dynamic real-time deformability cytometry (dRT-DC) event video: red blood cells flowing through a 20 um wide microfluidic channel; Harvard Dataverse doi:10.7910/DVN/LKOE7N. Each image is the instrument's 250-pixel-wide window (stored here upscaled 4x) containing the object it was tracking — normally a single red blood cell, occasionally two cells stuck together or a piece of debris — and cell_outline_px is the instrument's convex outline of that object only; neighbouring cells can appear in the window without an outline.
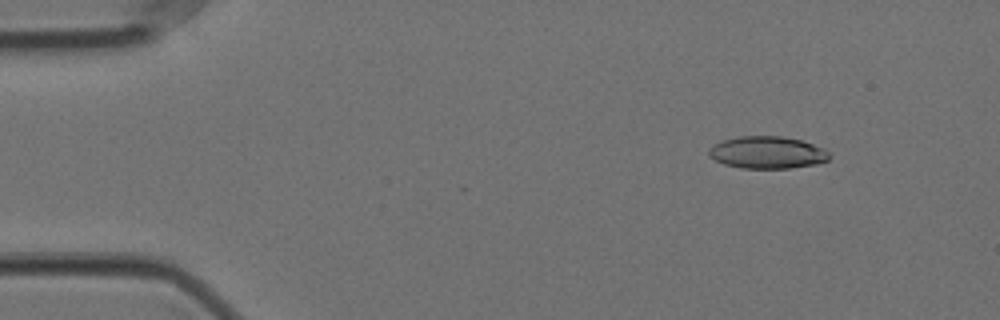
{"species": "Egyptian fruit bat (a non-hibernating species)", "species_latin": "Rousettus aegyptiacus", "temperature_condition": "cold", "stored_images_in_passage": 54, "camera_frame_rate_fps": 3000, "um_per_image_px": 0.085, "animal": {"sex": "female"}, "frame": {"image": 1, "passage_image": 4, "time_ms": 1.0, "image_size_px": [1000, 320], "cell_outline_px": [[832, 156], [828, 160], [816, 164], [792, 168], [740, 168], [724, 164], [708, 156], [708, 148], [724, 140], [740, 136], [780, 136], [800, 140], [824, 148]], "centroid_in_image_um": [65.23, 12.97], "position_along_channel_um": 19.8, "area_um2": 22.6}}
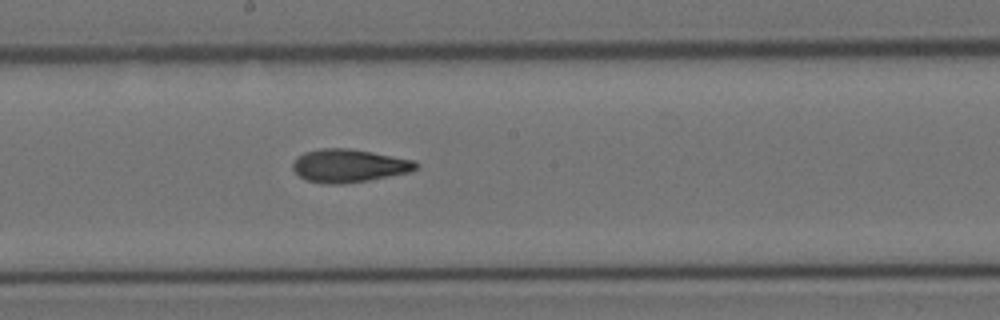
{"frame": {"image": 2, "passage_image": 28, "time_ms": 9.0, "image_size_px": [1000, 320], "cell_outline_px": [[420, 164], [416, 168], [408, 172], [368, 180], [344, 184], [324, 184], [304, 180], [292, 168], [292, 164], [296, 156], [304, 152], [320, 148], [348, 148], [372, 152], [416, 160]], "centroid_in_image_um": [29.63, 14.08], "position_along_channel_um": 218.6, "area_um2": 23.93}}
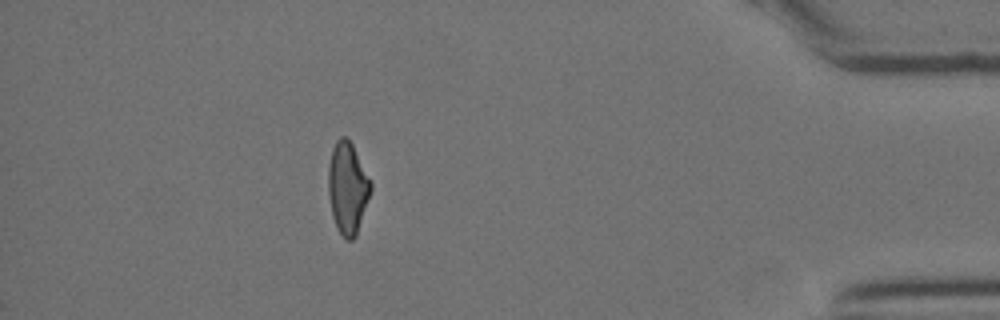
{"frame": {"image": 3, "passage_image": 48, "time_ms": 15.667, "image_size_px": [1000, 320], "cell_outline_px": [[372, 188], [356, 236], [352, 240], [344, 240], [336, 228], [332, 216], [328, 192], [328, 168], [332, 148], [336, 140], [340, 136], [344, 136], [352, 144], [372, 180]], "centroid_in_image_um": [29.54, 15.98], "position_along_channel_um": 405.7, "area_um2": 22.95}, "authors_computed_cell_mechanics": {"area_um2": 23.0622, "velocity_mm_per_s": 3.544, "shape_relaxation_time_tau1_ms": 8.8863, "shape_relaxation_time_tau2_ms": 2.7632, "deformation_change_tau1": 0.2229, "deformation_change_tau2": 0.1112}}